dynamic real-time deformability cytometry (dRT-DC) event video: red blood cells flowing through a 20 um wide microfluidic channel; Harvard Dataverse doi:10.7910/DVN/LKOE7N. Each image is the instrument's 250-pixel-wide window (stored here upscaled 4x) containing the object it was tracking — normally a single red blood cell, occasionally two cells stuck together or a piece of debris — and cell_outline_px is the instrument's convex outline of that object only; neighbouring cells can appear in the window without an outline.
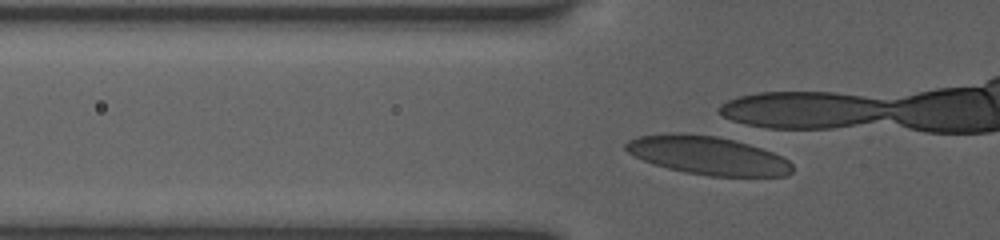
{"species": "human", "species_latin": "Homo sapiens", "temperature_condition": "room temperature", "stored_images_in_passage": 13, "camera_frame_rate_fps": 3000, "um_per_image_px": 0.085, "donor": {"sex": "female"}, "frame": {"image": 1, "passage_image": 13, "time_ms": 4.0, "image_size_px": [1000, 240], "cell_outline_px": [[792, 172], [784, 176], [708, 176], [684, 172], [668, 168], [644, 160], [628, 152], [624, 148], [624, 144], [628, 140], [640, 136], [668, 132], [680, 132], [716, 136], [748, 144], [772, 152], [788, 160], [792, 164]], "centroid_in_image_um": [60.13, 13.2], "position_along_channel_um": 65.7, "area_um2": 37.11}}